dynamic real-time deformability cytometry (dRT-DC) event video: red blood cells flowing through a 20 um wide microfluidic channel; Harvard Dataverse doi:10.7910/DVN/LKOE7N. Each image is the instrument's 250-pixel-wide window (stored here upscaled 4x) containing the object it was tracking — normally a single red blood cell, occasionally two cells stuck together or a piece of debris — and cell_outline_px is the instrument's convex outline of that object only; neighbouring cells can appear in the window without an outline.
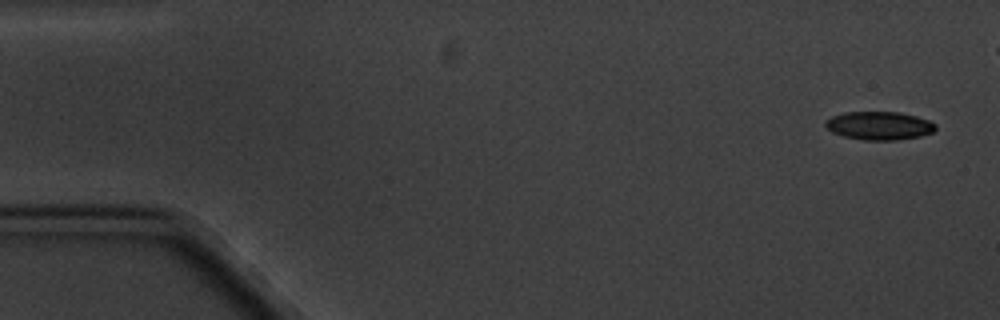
{"species": "common noctule bat (a hibernating species)", "species_latin": "Nyctalus noctula", "temperature_condition": "cold", "stored_images_in_passage": 5, "camera_frame_rate_fps": 3000, "um_per_image_px": 0.085, "animal": {"sex": "male", "body_mass_g": 20.1, "forearm_length_mm": 53.5}, "frame": {"image": 1, "passage_image": 1, "time_ms": 0.0, "image_size_px": [1000, 320], "cell_outline_px": [[936, 128], [932, 132], [920, 136], [896, 140], [864, 140], [844, 136], [832, 132], [824, 124], [832, 116], [844, 112], [900, 112], [916, 116], [928, 120], [936, 124]], "centroid_in_image_um": [74.75, 10.68], "position_along_channel_um": 10.3, "area_um2": 18.03}}